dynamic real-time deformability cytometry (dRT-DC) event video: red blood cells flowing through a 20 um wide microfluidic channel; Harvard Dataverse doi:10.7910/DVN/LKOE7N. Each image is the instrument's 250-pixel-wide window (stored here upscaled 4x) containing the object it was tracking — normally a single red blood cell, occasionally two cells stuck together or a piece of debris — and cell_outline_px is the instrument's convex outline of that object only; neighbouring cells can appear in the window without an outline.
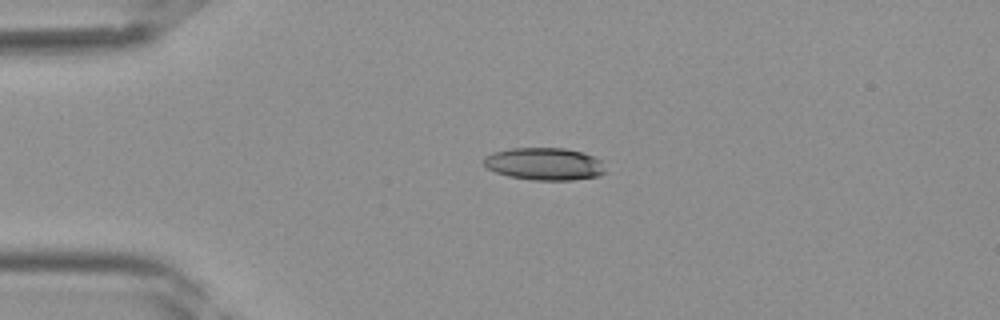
{"species": "Egyptian fruit bat (a non-hibernating species)", "species_latin": "Rousettus aegyptiacus", "temperature_condition": "room temperature", "stored_images_in_passage": 32, "camera_frame_rate_fps": 3000, "um_per_image_px": 0.085, "frame": {"image": 1, "passage_image": 1, "time_ms": 0.0, "image_size_px": [1000, 320], "cell_outline_px": [[608, 172], [600, 176], [572, 180], [532, 180], [508, 176], [496, 172], [488, 168], [480, 160], [484, 156], [496, 152], [512, 148], [564, 148], [596, 156], [600, 160]], "centroid_in_image_um": [46.3, 13.94], "position_along_channel_um": 38.7, "area_um2": 23.18}}
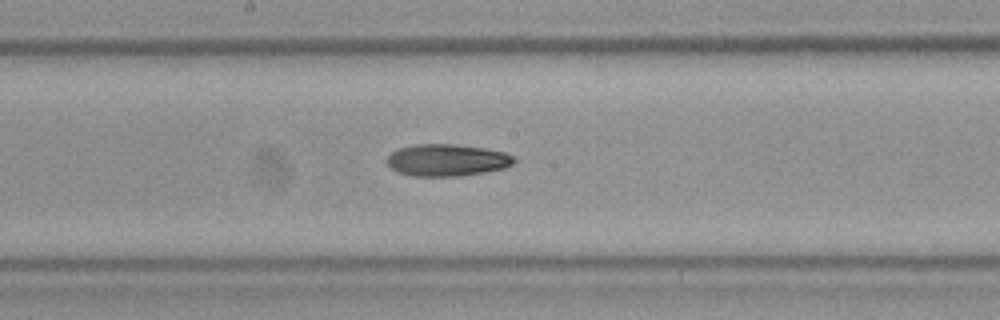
{"frame": {"image": 2, "passage_image": 13, "time_ms": 4.0, "image_size_px": [1000, 320], "cell_outline_px": [[516, 160], [512, 164], [504, 168], [484, 172], [460, 176], [412, 176], [396, 172], [384, 160], [392, 152], [400, 148], [412, 144], [456, 144], [484, 148], [504, 152], [516, 156]], "centroid_in_image_um": [37.98, 13.61], "position_along_channel_um": 210.2, "area_um2": 23.87}}
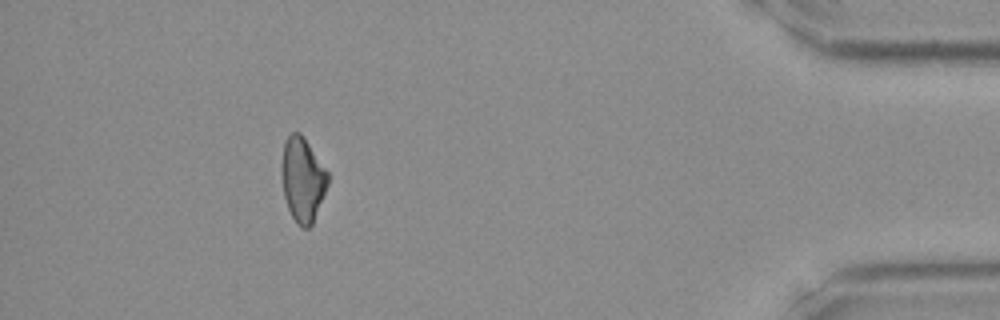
{"frame": {"image": 3, "passage_image": 28, "time_ms": 9.0, "image_size_px": [1000, 320], "cell_outline_px": [[328, 184], [312, 224], [308, 228], [300, 228], [296, 224], [288, 208], [284, 196], [280, 172], [284, 140], [292, 132], [300, 132], [304, 136], [328, 172]], "centroid_in_image_um": [25.7, 15.24], "position_along_channel_um": 409.5, "area_um2": 22.89}}